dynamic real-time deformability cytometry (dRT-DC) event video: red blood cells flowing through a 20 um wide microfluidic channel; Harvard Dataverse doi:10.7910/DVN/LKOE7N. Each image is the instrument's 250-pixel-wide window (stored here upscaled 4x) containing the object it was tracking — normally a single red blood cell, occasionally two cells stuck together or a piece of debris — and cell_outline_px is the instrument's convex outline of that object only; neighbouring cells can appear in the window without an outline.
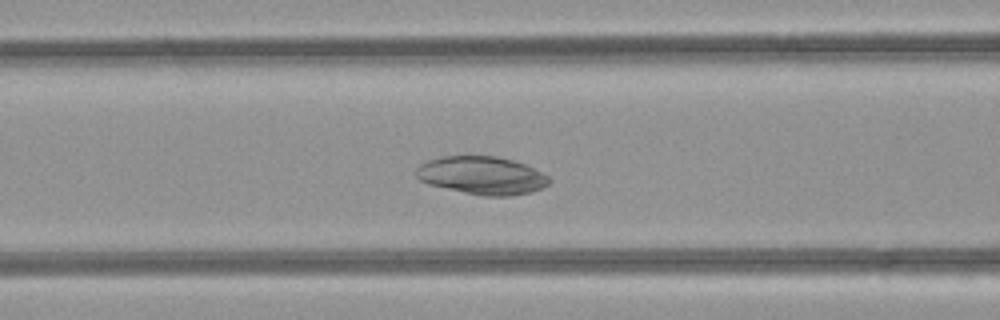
{"species": "common noctule bat (a hibernating species)", "species_latin": "Nyctalus noctula", "temperature_condition": "room temperature", "stored_images_in_passage": 48, "camera_frame_rate_fps": 3000, "um_per_image_px": 0.085, "animal": {"sex": "female", "body_mass_g": 21.9}, "frame": {"image": 1, "passage_image": 18, "time_ms": 5.667, "image_size_px": [1000, 320], "cell_outline_px": [[552, 180], [548, 184], [532, 192], [512, 196], [484, 196], [464, 192], [428, 184], [420, 180], [416, 176], [416, 168], [420, 164], [428, 160], [440, 156], [496, 156], [512, 160], [524, 164], [548, 176]], "centroid_in_image_um": [40.95, 14.91], "position_along_channel_um": 125.7, "area_um2": 29.36}}
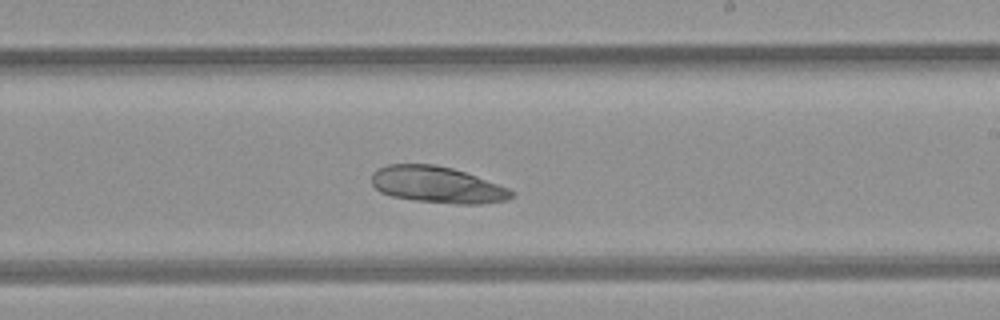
{"frame": {"image": 2, "passage_image": 27, "time_ms": 8.667, "image_size_px": [1000, 320], "cell_outline_px": [[516, 196], [508, 200], [480, 204], [456, 204], [416, 200], [392, 196], [380, 192], [372, 184], [372, 172], [376, 168], [388, 164], [432, 164], [452, 168], [476, 176], [508, 188], [516, 192]], "centroid_in_image_um": [37.18, 15.7], "position_along_channel_um": 251.8, "area_um2": 29.77}}
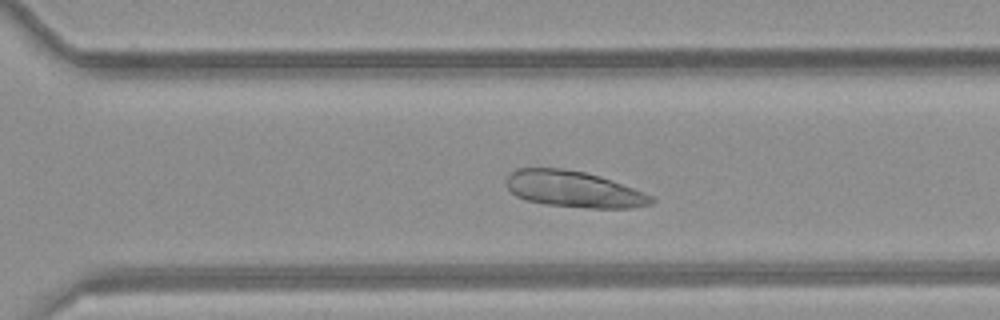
{"frame": {"image": 3, "passage_image": 32, "time_ms": 10.333, "image_size_px": [1000, 320], "cell_outline_px": [[656, 200], [652, 204], [632, 208], [588, 208], [544, 204], [524, 200], [516, 196], [508, 188], [508, 176], [512, 172], [520, 168], [560, 168], [584, 172], [600, 176], [612, 180], [644, 192], [652, 196]], "centroid_in_image_um": [48.8, 16.09], "position_along_channel_um": 321.8, "area_um2": 30.58}}